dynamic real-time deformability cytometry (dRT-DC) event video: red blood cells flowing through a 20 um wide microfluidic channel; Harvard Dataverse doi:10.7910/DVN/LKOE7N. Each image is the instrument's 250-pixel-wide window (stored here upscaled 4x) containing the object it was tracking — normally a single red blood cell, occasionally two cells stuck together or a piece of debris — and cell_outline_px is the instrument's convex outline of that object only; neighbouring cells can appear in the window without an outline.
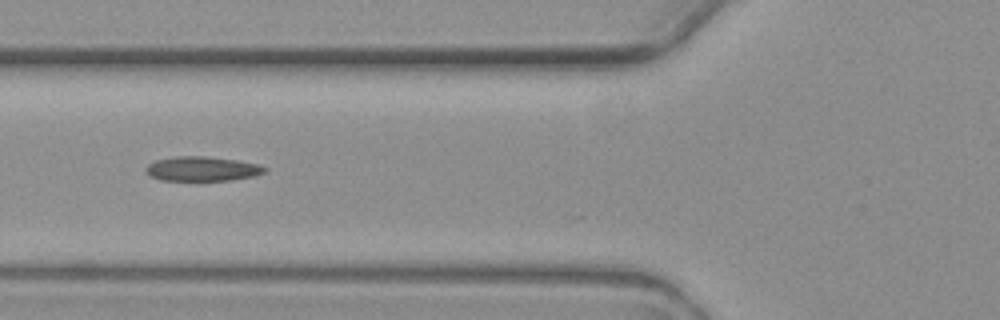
{"species": "common noctule bat (a hibernating species)", "species_latin": "Nyctalus noctula", "temperature_condition": "warm", "stored_images_in_passage": 7, "camera_frame_rate_fps": 3000, "um_per_image_px": 0.085, "animal": {"sex": "female", "body_mass_g": 19.3, "forearm_length_mm": 54.1}, "frame": {"image": 1, "passage_image": 6, "time_ms": 6.0, "image_size_px": [1000, 320], "cell_outline_px": [[268, 168], [264, 172], [256, 176], [232, 180], [160, 180], [148, 176], [144, 168], [148, 164], [156, 160], [176, 156], [204, 156], [236, 160], [260, 164]], "centroid_in_image_um": [17.18, 14.35], "position_along_channel_um": 108.6, "area_um2": 17.11}}
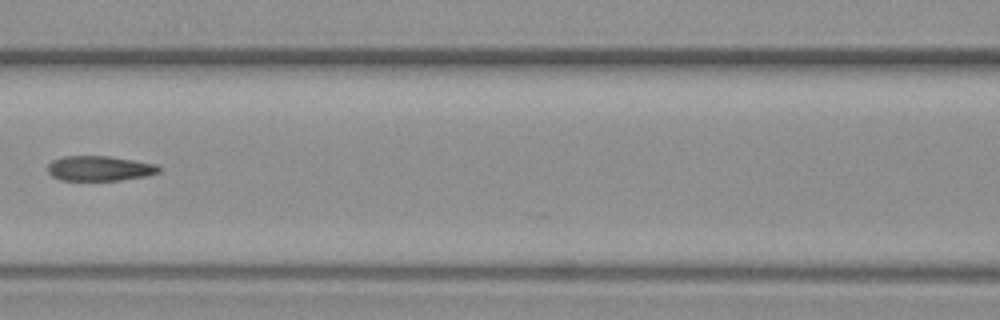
{"frame": {"image": 2, "passage_image": 7, "time_ms": 7.333, "image_size_px": [1000, 320], "cell_outline_px": [[164, 168], [160, 172], [148, 176], [120, 180], [60, 180], [52, 176], [48, 172], [48, 164], [52, 160], [64, 156], [108, 156], [156, 164]], "centroid_in_image_um": [8.49, 14.31], "position_along_channel_um": 158.1, "area_um2": 16.3}}